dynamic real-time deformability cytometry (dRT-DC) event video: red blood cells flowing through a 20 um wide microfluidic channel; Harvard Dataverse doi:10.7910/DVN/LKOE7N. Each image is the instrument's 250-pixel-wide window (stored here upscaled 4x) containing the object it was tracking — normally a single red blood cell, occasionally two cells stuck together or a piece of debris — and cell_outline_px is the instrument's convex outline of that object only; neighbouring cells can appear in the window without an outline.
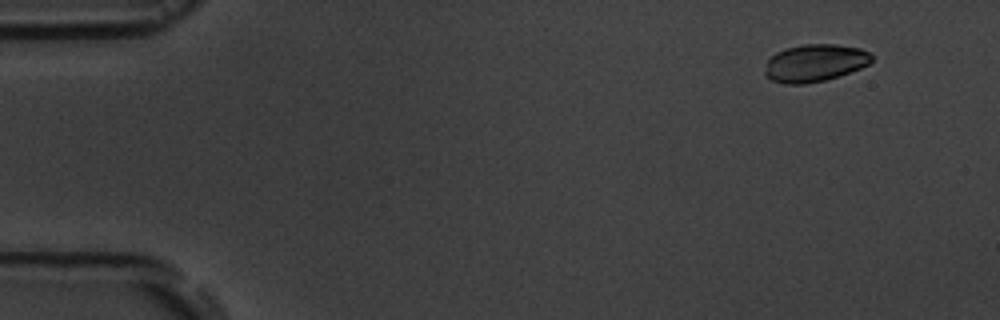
{"species": "common noctule bat (a hibernating species)", "species_latin": "Nyctalus noctula", "temperature_condition": "room temperature", "stored_images_in_passage": 8, "camera_frame_rate_fps": 3000, "um_per_image_px": 0.085, "animal": {"sex": "male", "body_mass_g": 19.5, "forearm_length_mm": 54.6}, "frame": {"image": 1, "passage_image": 1, "time_ms": 0.0, "image_size_px": [1000, 320], "cell_outline_px": [[872, 60], [868, 64], [860, 68], [824, 80], [804, 84], [788, 84], [772, 80], [764, 72], [768, 60], [776, 52], [784, 48], [804, 44], [836, 44], [860, 48], [868, 52], [872, 56]], "centroid_in_image_um": [69.25, 5.33], "position_along_channel_um": 15.8, "area_um2": 23.0}}
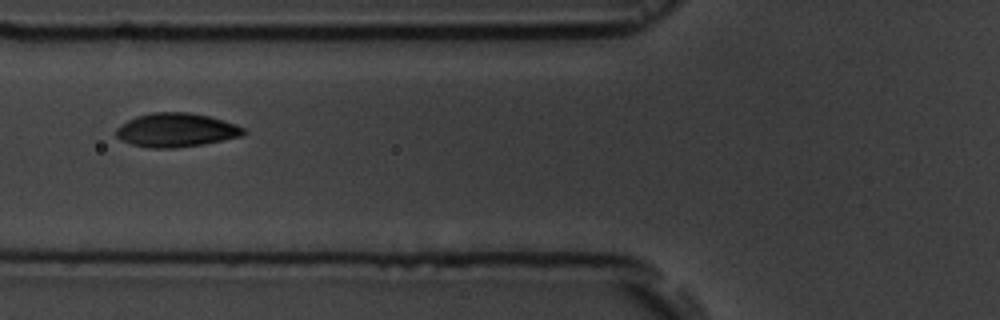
{"frame": {"image": 2, "passage_image": 6, "time_ms": 5.667, "image_size_px": [1000, 320], "cell_outline_px": [[248, 132], [240, 136], [204, 144], [176, 148], [148, 148], [132, 144], [120, 140], [116, 136], [116, 128], [128, 120], [136, 116], [152, 112], [188, 112], [208, 116], [224, 120], [236, 124], [244, 128]], "centroid_in_image_um": [14.97, 11.06], "position_along_channel_um": 110.8, "area_um2": 25.2}}
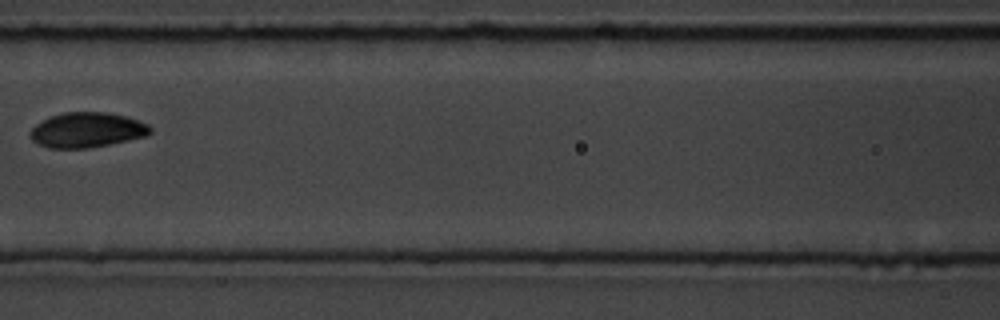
{"frame": {"image": 3, "passage_image": 7, "time_ms": 7.0, "image_size_px": [1000, 320], "cell_outline_px": [[152, 132], [144, 136], [128, 140], [88, 148], [48, 148], [32, 140], [28, 136], [28, 132], [36, 124], [52, 116], [64, 112], [108, 112], [124, 116], [148, 124], [152, 128]], "centroid_in_image_um": [7.37, 11.05], "position_along_channel_um": 159.2, "area_um2": 24.33}}